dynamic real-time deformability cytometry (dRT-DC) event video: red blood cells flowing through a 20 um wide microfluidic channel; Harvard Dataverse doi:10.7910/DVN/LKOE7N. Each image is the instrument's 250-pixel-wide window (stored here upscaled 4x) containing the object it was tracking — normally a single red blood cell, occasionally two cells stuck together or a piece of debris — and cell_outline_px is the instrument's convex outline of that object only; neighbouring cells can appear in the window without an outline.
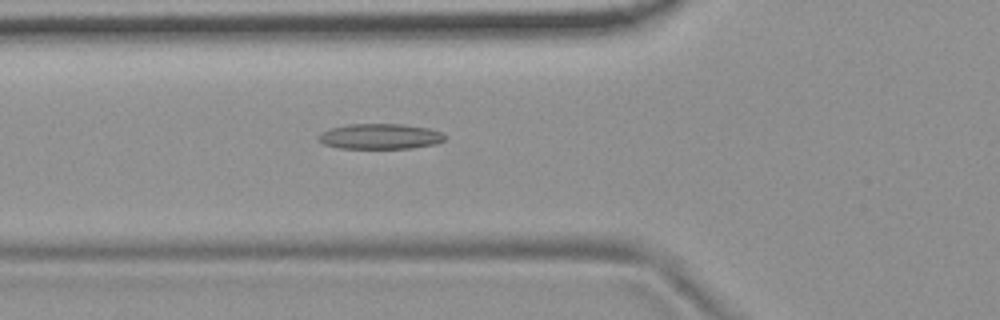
{"species": "common noctule bat (a hibernating species)", "species_latin": "Nyctalus noctula", "temperature_condition": "room temperature", "stored_images_in_passage": 52, "camera_frame_rate_fps": 3000, "um_per_image_px": 0.085, "animal": {"sex": "female", "body_mass_g": 19.9}, "frame": {"image": 1, "passage_image": 17, "time_ms": 5.333, "image_size_px": [1000, 320], "cell_outline_px": [[448, 136], [444, 140], [436, 144], [412, 148], [340, 148], [324, 144], [316, 136], [332, 128], [348, 124], [404, 124], [428, 128], [440, 132]], "centroid_in_image_um": [32.36, 11.59], "position_along_channel_um": 93.4, "area_um2": 18.61}}
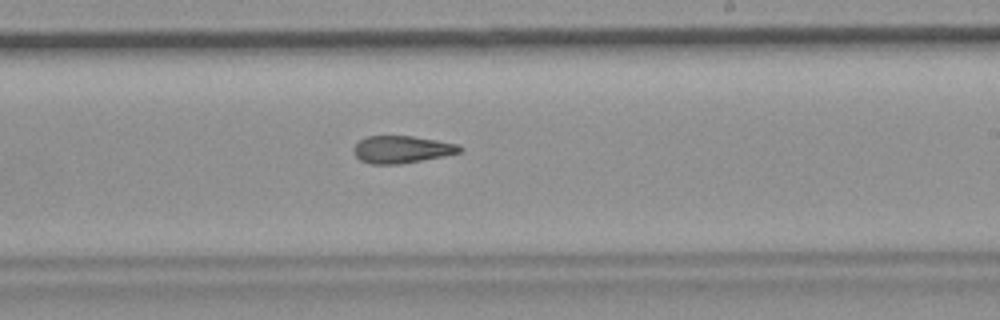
{"frame": {"image": 2, "passage_image": 30, "time_ms": 9.667, "image_size_px": [1000, 320], "cell_outline_px": [[460, 152], [400, 164], [368, 164], [360, 160], [356, 156], [352, 148], [360, 140], [368, 136], [412, 136], [436, 140], [456, 144], [460, 148]], "centroid_in_image_um": [34.06, 12.7], "position_along_channel_um": 254.9, "area_um2": 16.53}}
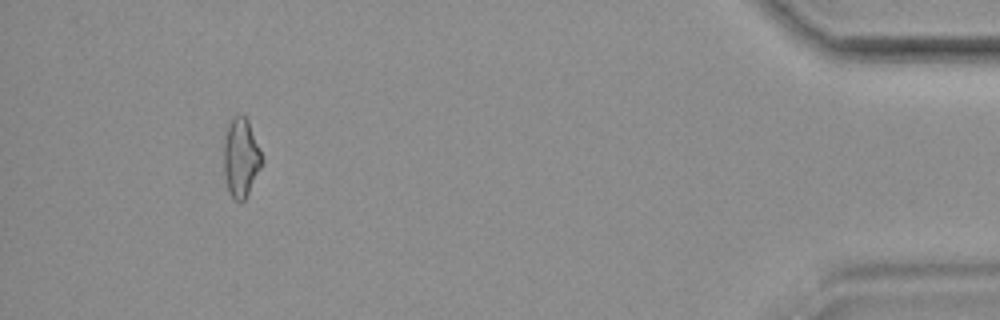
{"frame": {"image": 3, "passage_image": 48, "time_ms": 15.667, "image_size_px": [1000, 320], "cell_outline_px": [[264, 160], [244, 200], [240, 204], [228, 192], [224, 172], [224, 140], [232, 116], [244, 116], [248, 120]], "centroid_in_image_um": [20.47, 13.42], "position_along_channel_um": 414.7, "area_um2": 17.22}, "authors_computed_cell_mechanics": {"area_um2": 17.629, "velocity_mm_per_s": 3.7269, "shape_relaxation_time_tau1_ms": null, "shape_relaxation_time_tau2_ms": 7.6305, "deformation_change_tau1": null, "deformation_change_tau2": 0.2019}}